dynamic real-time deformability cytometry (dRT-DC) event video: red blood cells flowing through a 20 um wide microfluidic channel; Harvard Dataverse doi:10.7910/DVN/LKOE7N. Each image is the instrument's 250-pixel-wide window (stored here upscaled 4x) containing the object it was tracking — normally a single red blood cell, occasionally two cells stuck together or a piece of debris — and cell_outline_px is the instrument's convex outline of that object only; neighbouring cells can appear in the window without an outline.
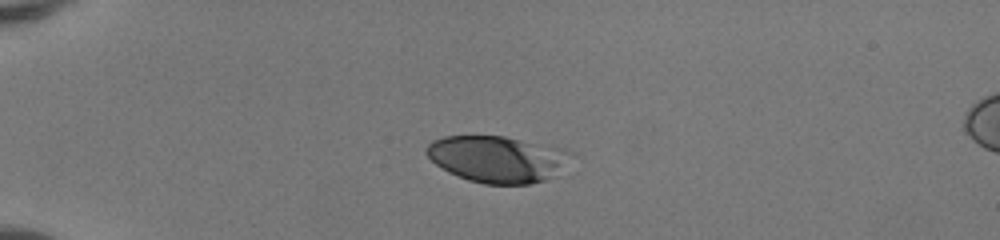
{"species": "human", "species_latin": "Homo sapiens", "temperature_condition": "room temperature", "stored_images_in_passage": 38, "camera_frame_rate_fps": 3000, "um_per_image_px": 0.085, "donor": {"sex": "female"}, "frame": {"image": 1, "passage_image": 1, "time_ms": 0.0, "image_size_px": [1000, 240], "cell_outline_px": [[576, 152], [544, 180], [532, 184], [484, 184], [468, 180], [448, 172], [436, 164], [424, 152], [424, 148], [432, 140], [444, 136], [504, 136], [564, 148]], "centroid_in_image_um": [42.21, 13.5], "position_along_channel_um": 42.8, "area_um2": 38.9}}
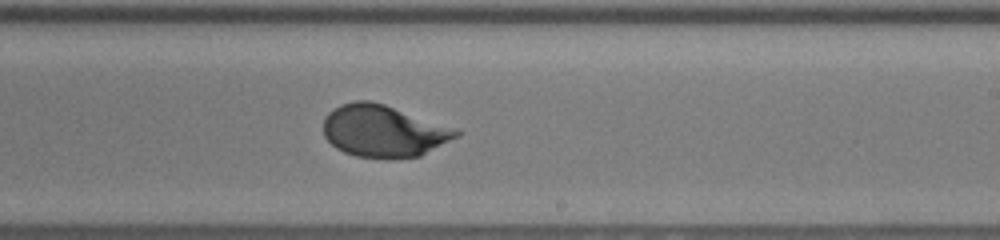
{"frame": {"image": 2, "passage_image": 20, "time_ms": 6.333, "image_size_px": [1000, 240], "cell_outline_px": [[464, 132], [460, 136], [420, 156], [392, 160], [384, 160], [356, 156], [344, 152], [336, 148], [324, 136], [324, 116], [328, 112], [340, 104], [356, 100], [372, 100], [460, 128]], "centroid_in_image_um": [32.67, 11.14], "position_along_channel_um": 256.3, "area_um2": 41.33}}
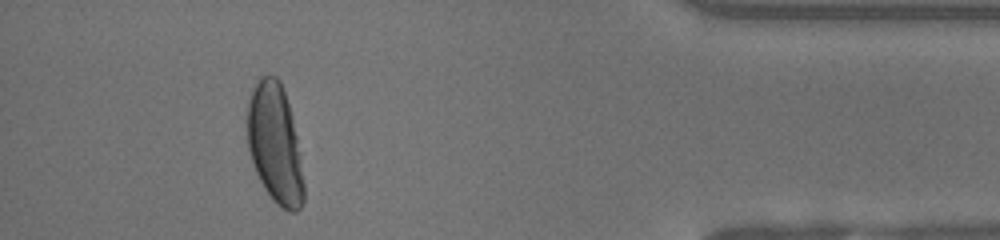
{"frame": {"image": 3, "passage_image": 34, "time_ms": 11.0, "image_size_px": [1000, 240], "cell_outline_px": [[304, 200], [300, 208], [296, 212], [288, 212], [276, 204], [272, 200], [264, 188], [252, 164], [248, 148], [248, 104], [252, 88], [260, 76], [268, 72], [276, 76], [280, 80], [292, 116], [300, 156], [304, 184]], "centroid_in_image_um": [23.37, 12.22], "position_along_channel_um": 411.8, "area_um2": 39.48}, "authors_computed_cell_mechanics": {"area_um2": 39.1884, "velocity_mm_per_s": 4.1615, "shape_relaxation_time_tau1_ms": 4.0058, "shape_relaxation_time_tau2_ms": null, "deformation_change_tau1": 0.1819, "deformation_change_tau2": null}}